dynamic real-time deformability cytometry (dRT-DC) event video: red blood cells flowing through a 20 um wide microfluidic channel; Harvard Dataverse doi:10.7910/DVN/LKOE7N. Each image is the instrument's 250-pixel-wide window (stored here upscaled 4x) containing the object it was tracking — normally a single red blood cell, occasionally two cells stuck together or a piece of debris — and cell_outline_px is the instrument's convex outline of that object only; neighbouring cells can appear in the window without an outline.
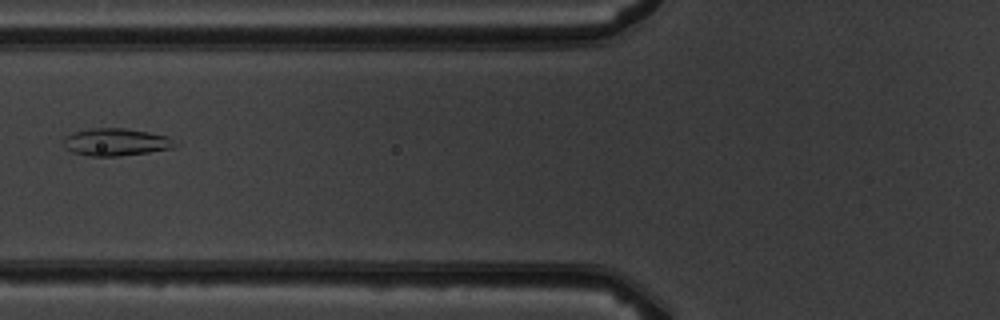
{"species": "common noctule bat (a hibernating species)", "species_latin": "Nyctalus noctula", "temperature_condition": "warm", "stored_images_in_passage": 7, "camera_frame_rate_fps": 3000, "um_per_image_px": 0.085, "animal": {"sex": "male", "body_mass_g": 19.5, "forearm_length_mm": 54.6}, "frame": {"image": 1, "passage_image": 7, "time_ms": 6.667, "image_size_px": [1000, 320], "cell_outline_px": [[176, 144], [172, 148], [148, 152], [120, 156], [92, 156], [72, 152], [64, 148], [64, 136], [76, 132], [92, 128], [124, 128], [148, 132], [168, 136]], "centroid_in_image_um": [9.82, 12.08], "position_along_channel_um": 116.0, "area_um2": 17.63}}